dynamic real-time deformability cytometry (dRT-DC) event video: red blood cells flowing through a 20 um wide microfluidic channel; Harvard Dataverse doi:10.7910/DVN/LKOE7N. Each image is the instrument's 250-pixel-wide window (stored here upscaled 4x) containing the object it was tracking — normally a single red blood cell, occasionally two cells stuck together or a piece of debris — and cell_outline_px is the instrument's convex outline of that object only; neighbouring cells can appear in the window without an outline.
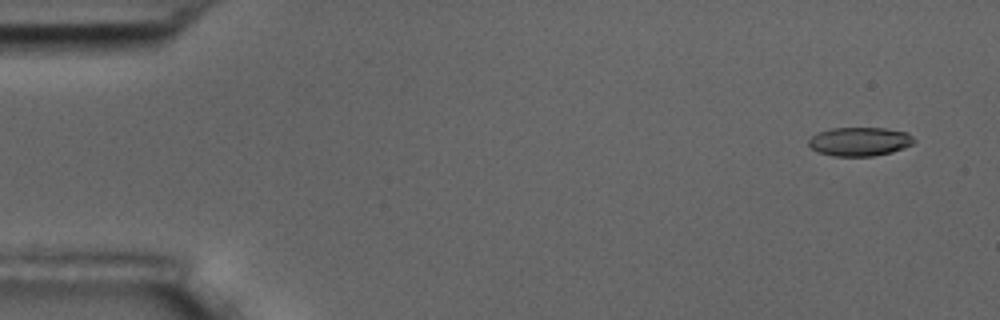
{"species": "common noctule bat (a hibernating species)", "species_latin": "Nyctalus noctula", "temperature_condition": "room temperature", "stored_images_in_passage": 4, "camera_frame_rate_fps": 3000, "um_per_image_px": 0.085, "animal": {"sex": "male", "body_mass_g": 17.5, "forearm_length_mm": 52.3}, "frame": {"image": 1, "passage_image": 1, "time_ms": 0.0, "image_size_px": [1000, 320], "cell_outline_px": [[916, 140], [912, 144], [904, 148], [892, 152], [872, 156], [832, 156], [816, 152], [808, 144], [808, 140], [812, 136], [820, 132], [832, 128], [884, 128], [904, 132], [912, 136]], "centroid_in_image_um": [73.06, 12.04], "position_along_channel_um": 11.9, "area_um2": 17.63}}